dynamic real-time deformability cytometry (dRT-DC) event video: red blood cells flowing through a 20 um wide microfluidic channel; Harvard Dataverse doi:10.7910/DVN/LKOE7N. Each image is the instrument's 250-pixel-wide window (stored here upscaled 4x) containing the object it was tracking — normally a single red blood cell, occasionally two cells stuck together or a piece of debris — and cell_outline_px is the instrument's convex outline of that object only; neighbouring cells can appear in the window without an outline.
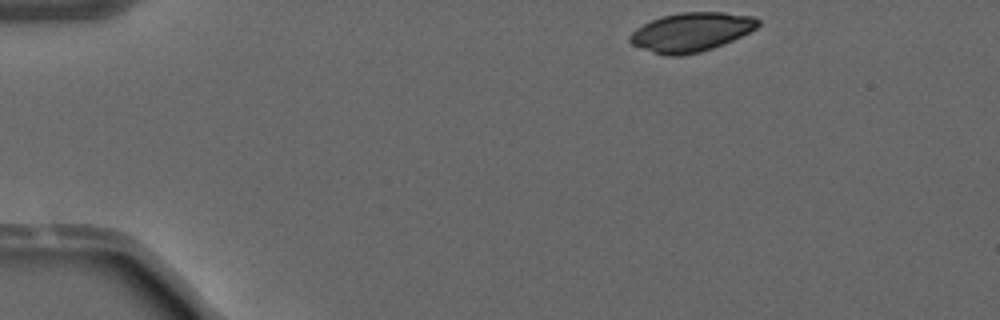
{"species": "common noctule bat (a hibernating species)", "species_latin": "Nyctalus noctula", "temperature_condition": "warm", "stored_images_in_passage": 37, "camera_frame_rate_fps": 3000, "um_per_image_px": 0.085, "animal": {"sex": "male", "forearm_length_mm": 52.5}, "frame": {"image": 1, "passage_image": 1, "time_ms": 0.0, "image_size_px": [1000, 320], "cell_outline_px": [[760, 24], [756, 28], [732, 40], [712, 48], [700, 52], [680, 56], [664, 56], [652, 52], [632, 44], [628, 40], [628, 36], [636, 28], [652, 20], [664, 16], [680, 12], [724, 12], [752, 16], [760, 20]], "centroid_in_image_um": [58.74, 2.73], "position_along_channel_um": 26.3, "area_um2": 28.96}}
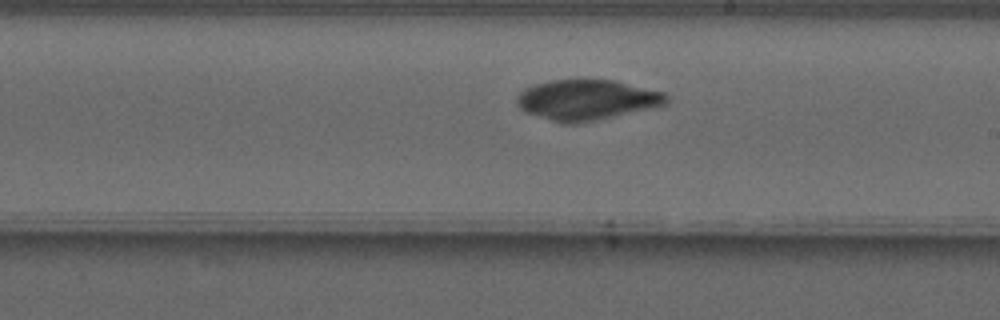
{"frame": {"image": 2, "passage_image": 23, "time_ms": 7.333, "image_size_px": [1000, 320], "cell_outline_px": [[668, 104], [652, 108], [576, 124], [564, 124], [524, 112], [516, 104], [516, 96], [524, 88], [536, 84], [552, 80], [616, 80], [664, 92], [668, 96]], "centroid_in_image_um": [49.87, 8.49], "position_along_channel_um": 239.1, "area_um2": 35.26}}
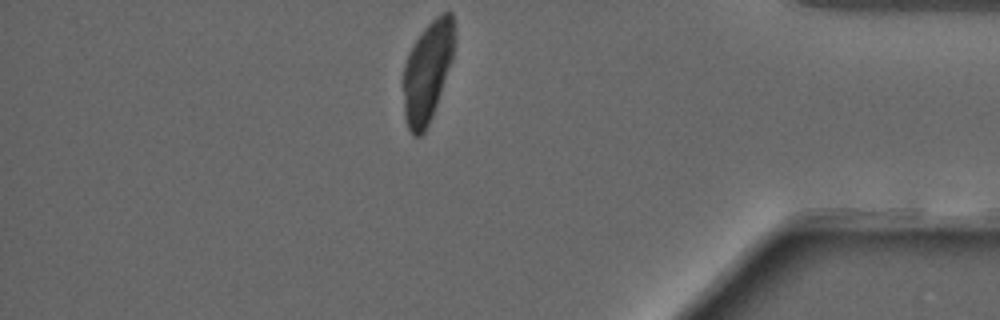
{"frame": {"image": 3, "passage_image": 37, "time_ms": 12.0, "image_size_px": [1000, 320], "cell_outline_px": [[456, 40], [452, 60], [432, 116], [424, 132], [420, 136], [412, 136], [408, 128], [404, 116], [404, 64], [416, 40], [424, 28], [440, 12], [452, 12], [456, 28]], "centroid_in_image_um": [36.37, 6.04], "position_along_channel_um": 398.8, "area_um2": 30.0}}